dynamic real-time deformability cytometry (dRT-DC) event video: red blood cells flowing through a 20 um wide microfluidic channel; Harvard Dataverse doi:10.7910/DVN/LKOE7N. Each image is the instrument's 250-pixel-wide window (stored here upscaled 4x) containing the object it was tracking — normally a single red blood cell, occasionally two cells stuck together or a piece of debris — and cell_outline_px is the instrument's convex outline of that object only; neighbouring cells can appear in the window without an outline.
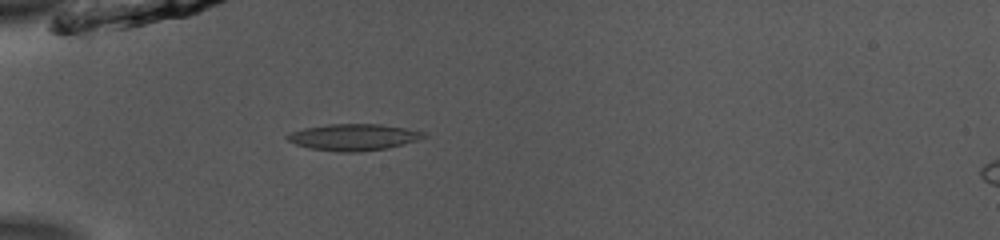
{"species": "common noctule bat (a hibernating species)", "species_latin": "Nyctalus noctula", "temperature_condition": "room temperature", "stored_images_in_passage": 34, "camera_frame_rate_fps": 3000, "um_per_image_px": 0.085, "animal": {"sex": "male", "body_mass_g": 13.0, "forearm_length_mm": 53.1}, "frame": {"image": 1, "passage_image": 1, "time_ms": 0.0, "image_size_px": [1000, 240], "cell_outline_px": [[428, 136], [416, 140], [388, 148], [360, 152], [340, 152], [308, 148], [296, 144], [288, 140], [284, 136], [292, 132], [304, 128], [328, 124], [380, 124], [404, 128], [424, 132]], "centroid_in_image_um": [30.03, 11.66], "position_along_channel_um": 55.0, "area_um2": 20.98}}
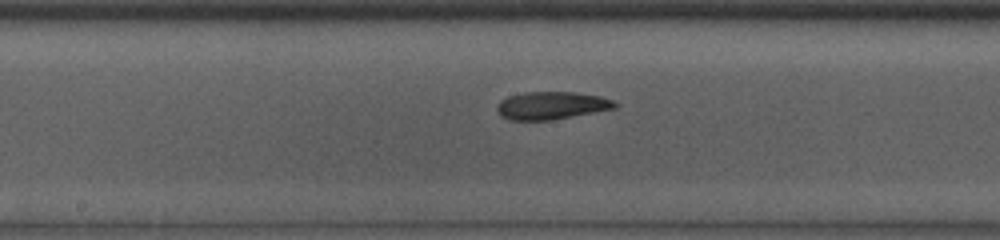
{"frame": {"image": 2, "passage_image": 13, "time_ms": 4.0, "image_size_px": [1000, 240], "cell_outline_px": [[620, 104], [616, 108], [548, 120], [512, 120], [504, 116], [496, 108], [500, 100], [508, 96], [524, 92], [576, 92], [600, 96], [612, 100]], "centroid_in_image_um": [46.9, 8.95], "position_along_channel_um": 201.3, "area_um2": 18.79}}
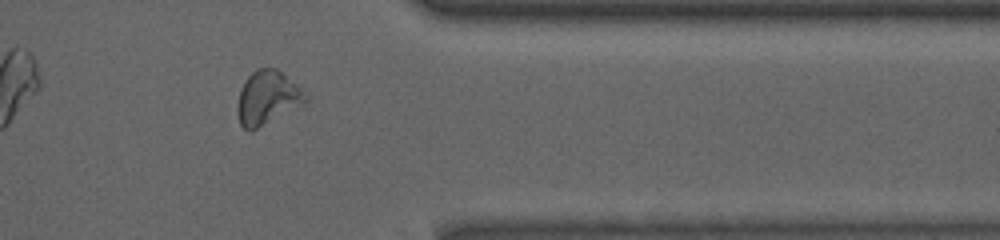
{"frame": {"image": 3, "passage_image": 28, "time_ms": 9.0, "image_size_px": [1000, 240], "cell_outline_px": [[308, 100], [304, 104], [256, 128], [244, 128], [240, 124], [236, 112], [236, 108], [240, 88], [248, 76], [256, 68], [276, 68], [300, 88], [308, 96]], "centroid_in_image_um": [22.71, 8.29], "position_along_channel_um": 388.7, "area_um2": 20.92}, "authors_computed_cell_mechanics": {"area_um2": 19.4497, "velocity_mm_per_s": 3.8858, "shape_relaxation_time_tau1_ms": 7.65, "shape_relaxation_time_tau2_ms": 4.9847, "deformation_change_tau1": 0.1679, "deformation_change_tau2": 0.1032}}